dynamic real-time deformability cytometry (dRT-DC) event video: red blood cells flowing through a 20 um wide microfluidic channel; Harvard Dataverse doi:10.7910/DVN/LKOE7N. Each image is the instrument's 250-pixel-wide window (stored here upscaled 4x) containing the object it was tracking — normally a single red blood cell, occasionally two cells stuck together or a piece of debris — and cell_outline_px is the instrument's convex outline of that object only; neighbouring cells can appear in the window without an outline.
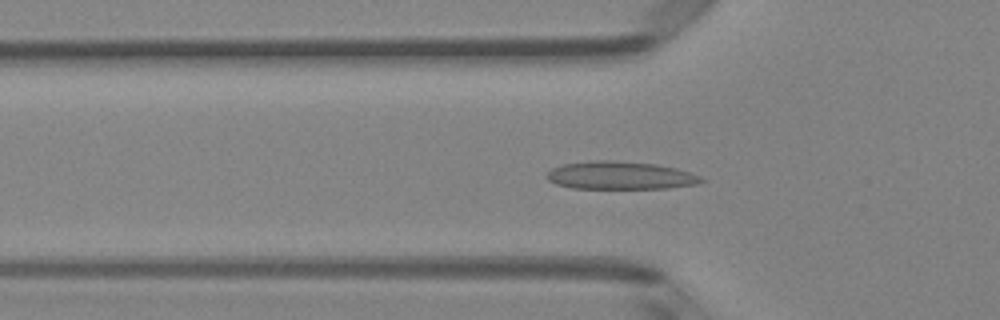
{"species": "Egyptian fruit bat (a non-hibernating species)", "species_latin": "Rousettus aegyptiacus", "temperature_condition": "room temperature", "stored_images_in_passage": 52, "camera_frame_rate_fps": 3000, "um_per_image_px": 0.085, "animal": {"sex": "female"}, "frame": {"image": 1, "passage_image": 17, "time_ms": 5.333, "image_size_px": [1000, 320], "cell_outline_px": [[704, 180], [696, 184], [668, 188], [572, 188], [556, 184], [548, 180], [544, 176], [552, 168], [564, 164], [592, 160], [612, 160], [656, 164], [676, 168], [700, 176]], "centroid_in_image_um": [52.68, 14.91], "position_along_channel_um": 73.1, "area_um2": 25.03}}
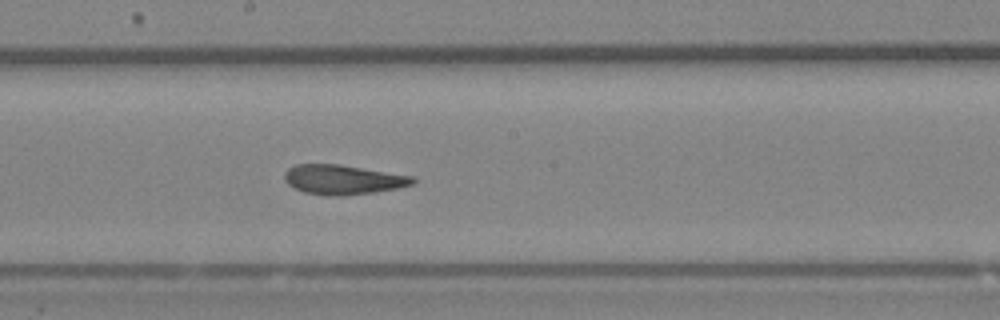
{"frame": {"image": 2, "passage_image": 28, "time_ms": 9.0, "image_size_px": [1000, 320], "cell_outline_px": [[416, 184], [400, 188], [376, 192], [344, 196], [328, 196], [304, 192], [288, 184], [284, 180], [284, 172], [288, 168], [296, 164], [340, 164], [416, 176]], "centroid_in_image_um": [29.22, 15.27], "position_along_channel_um": 219.0, "area_um2": 22.6}}
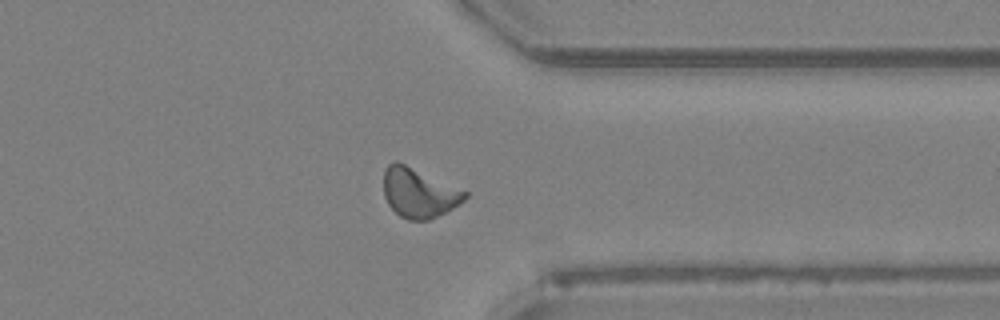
{"frame": {"image": 3, "passage_image": 40, "time_ms": 13.0, "image_size_px": [1000, 320], "cell_outline_px": [[468, 196], [464, 200], [452, 208], [428, 220], [408, 220], [400, 216], [388, 204], [384, 196], [384, 168], [392, 160], [396, 160], [468, 192]], "centroid_in_image_um": [35.57, 16.38], "position_along_channel_um": 375.8, "area_um2": 23.24}, "authors_computed_cell_mechanics": {"area_um2": 22.5998, "velocity_mm_per_s": 3.9869, "shape_relaxation_time_tau1_ms": null, "shape_relaxation_time_tau2_ms": 2.4109, "deformation_change_tau1": null, "deformation_change_tau2": 0.0672}}